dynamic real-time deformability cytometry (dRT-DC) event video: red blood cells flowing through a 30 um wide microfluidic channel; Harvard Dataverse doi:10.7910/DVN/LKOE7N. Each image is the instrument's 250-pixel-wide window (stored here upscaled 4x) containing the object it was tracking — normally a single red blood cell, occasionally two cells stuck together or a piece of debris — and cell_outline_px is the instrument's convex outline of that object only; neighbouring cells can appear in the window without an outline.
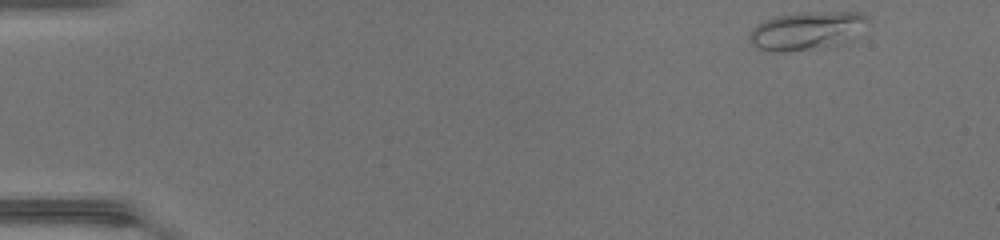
{"species": "common noctule bat (a hibernating species)", "species_latin": "Nyctalus noctula", "temperature_condition": "warm", "stored_images_in_passage": 44, "camera_frame_rate_fps": 3000, "um_per_image_px": 0.085, "animal": {"sex": "female", "body_mass_g": 17.0, "forearm_length_mm": 48.0}, "frame": {"image": 1, "passage_image": 1, "time_ms": 0.0, "image_size_px": [1000, 240], "cell_outline_px": [[868, 20], [852, 40], [844, 44], [832, 48], [784, 52], [772, 52], [756, 48], [752, 44], [748, 36], [752, 28], [764, 20], [776, 16], [800, 12], [860, 12]], "centroid_in_image_um": [68.56, 2.64], "position_along_channel_um": 16.4, "area_um2": 26.88}}
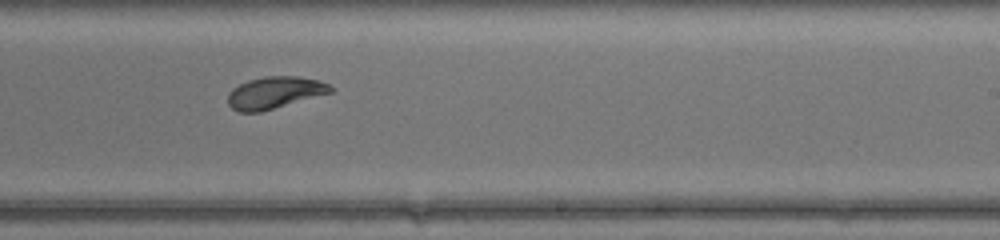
{"frame": {"image": 2, "passage_image": 27, "time_ms": 8.667, "image_size_px": [1000, 240], "cell_outline_px": [[336, 88], [332, 92], [260, 112], [240, 112], [232, 108], [228, 104], [228, 92], [232, 88], [248, 80], [264, 76], [296, 76], [316, 80], [328, 84]], "centroid_in_image_um": [23.33, 7.87], "position_along_channel_um": 265.7, "area_um2": 19.02}}
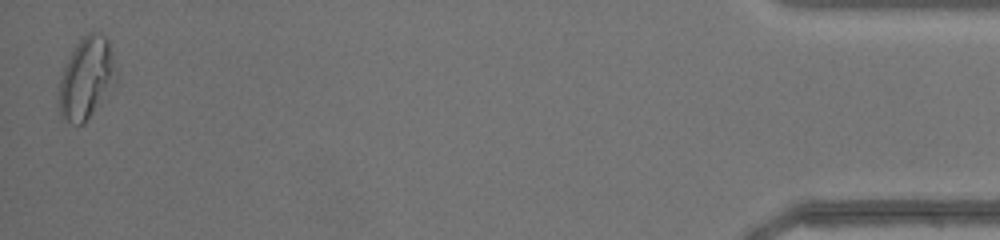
{"frame": {"image": 3, "passage_image": 44, "time_ms": 14.333, "image_size_px": [1000, 240], "cell_outline_px": [[120, 80], [84, 124], [72, 124], [60, 112], [60, 76], [64, 64], [68, 56], [76, 44], [88, 32], [100, 32], [108, 40], [116, 64]], "centroid_in_image_um": [7.41, 6.61], "position_along_channel_um": 427.8, "area_um2": 27.63}, "authors_computed_cell_mechanics": {"area_um2": 19.7098, "velocity_mm_per_s": 4.4029, "shape_relaxation_time_tau1_ms": 4.7636, "shape_relaxation_time_tau2_ms": 1.0765, "deformation_change_tau1": 0.2087, "deformation_change_tau2": 0.0693}}